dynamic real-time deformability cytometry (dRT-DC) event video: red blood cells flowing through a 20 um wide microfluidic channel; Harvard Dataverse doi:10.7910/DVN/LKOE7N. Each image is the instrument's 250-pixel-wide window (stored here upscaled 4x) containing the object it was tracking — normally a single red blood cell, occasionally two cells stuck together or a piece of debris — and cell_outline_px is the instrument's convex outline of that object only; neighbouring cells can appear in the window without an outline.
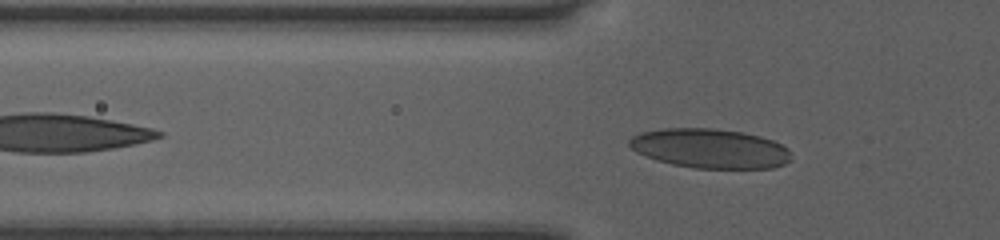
{"species": "human", "species_latin": "Homo sapiens", "temperature_condition": "room temperature", "stored_images_in_passage": 36, "camera_frame_rate_fps": 3000, "um_per_image_px": 0.085, "donor": {"sex": "female"}, "frame": {"image": 1, "passage_image": 3, "time_ms": 0.667, "image_size_px": [1000, 240], "cell_outline_px": [[792, 160], [784, 164], [772, 168], [696, 168], [672, 164], [656, 160], [636, 152], [628, 144], [628, 140], [632, 136], [640, 132], [664, 128], [712, 128], [740, 132], [760, 136], [772, 140], [788, 148], [792, 152]], "centroid_in_image_um": [60.36, 12.62], "position_along_channel_um": 65.4, "area_um2": 37.34}}
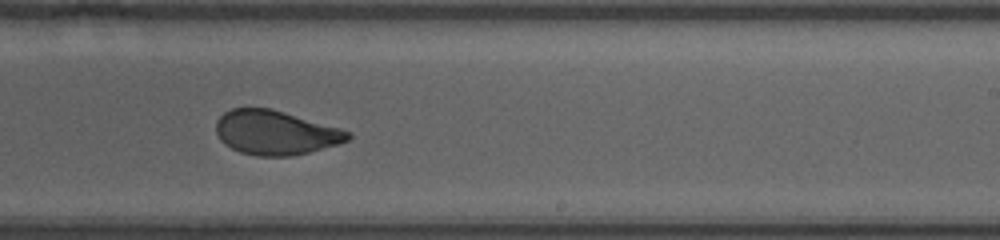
{"frame": {"image": 2, "passage_image": 18, "time_ms": 5.667, "image_size_px": [1000, 240], "cell_outline_px": [[352, 136], [348, 140], [336, 144], [308, 152], [292, 156], [256, 156], [240, 152], [224, 144], [220, 140], [216, 132], [216, 120], [224, 112], [232, 108], [268, 108], [284, 112], [340, 128], [352, 132]], "centroid_in_image_um": [23.39, 11.27], "position_along_channel_um": 265.6, "area_um2": 33.87}}
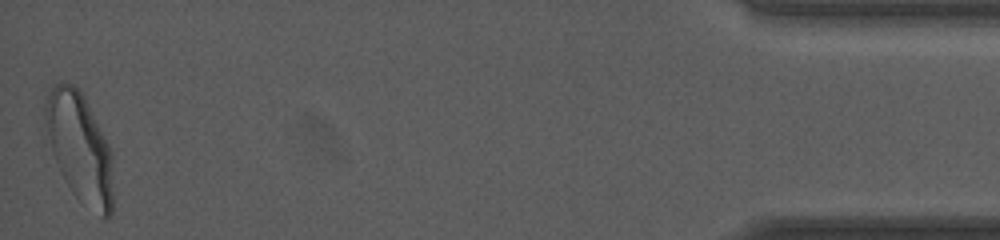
{"frame": {"image": 3, "passage_image": 36, "time_ms": 11.667, "image_size_px": [1000, 240], "cell_outline_px": [[112, 216], [104, 220], [100, 216], [56, 160], [52, 152], [44, 124], [44, 104], [48, 92], [60, 80], [72, 84], [84, 96], [112, 152]], "centroid_in_image_um": [6.79, 12.35], "position_along_channel_um": 428.4, "area_um2": 40.86}, "authors_computed_cell_mechanics": {"area_um2": 35.7782, "velocity_mm_per_s": 4.0674, "shape_relaxation_time_tau1_ms": 6.3033, "shape_relaxation_time_tau2_ms": 0.7015, "deformation_change_tau1": 0.1739, "deformation_change_tau2": 0.0495}}